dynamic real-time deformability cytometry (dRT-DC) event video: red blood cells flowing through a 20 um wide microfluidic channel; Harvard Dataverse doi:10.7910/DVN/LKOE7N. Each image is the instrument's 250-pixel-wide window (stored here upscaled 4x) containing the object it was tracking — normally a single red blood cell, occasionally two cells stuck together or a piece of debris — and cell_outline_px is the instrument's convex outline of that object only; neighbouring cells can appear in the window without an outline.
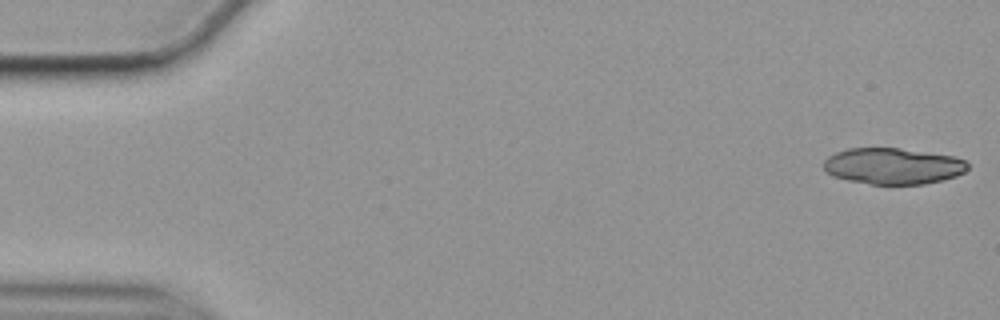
{"species": "common noctule bat (a hibernating species)", "species_latin": "Nyctalus noctula", "temperature_condition": "cold", "stored_images_in_passage": 55, "segment_of_instrument_passage": [1, 2], "camera_frame_rate_fps": 3000, "um_per_image_px": 0.085, "animal": {"sex": "female", "body_mass_g": 19.9}, "frame": {"image": 1, "passage_image": 1, "time_ms": 0.0, "image_size_px": [1000, 320], "cell_outline_px": [[968, 168], [964, 172], [956, 176], [924, 184], [872, 184], [848, 180], [832, 176], [824, 168], [824, 160], [828, 156], [836, 152], [848, 148], [900, 148], [952, 156], [964, 160], [968, 164]], "centroid_in_image_um": [75.88, 14.11], "position_along_channel_um": 9.1, "area_um2": 30.23}}